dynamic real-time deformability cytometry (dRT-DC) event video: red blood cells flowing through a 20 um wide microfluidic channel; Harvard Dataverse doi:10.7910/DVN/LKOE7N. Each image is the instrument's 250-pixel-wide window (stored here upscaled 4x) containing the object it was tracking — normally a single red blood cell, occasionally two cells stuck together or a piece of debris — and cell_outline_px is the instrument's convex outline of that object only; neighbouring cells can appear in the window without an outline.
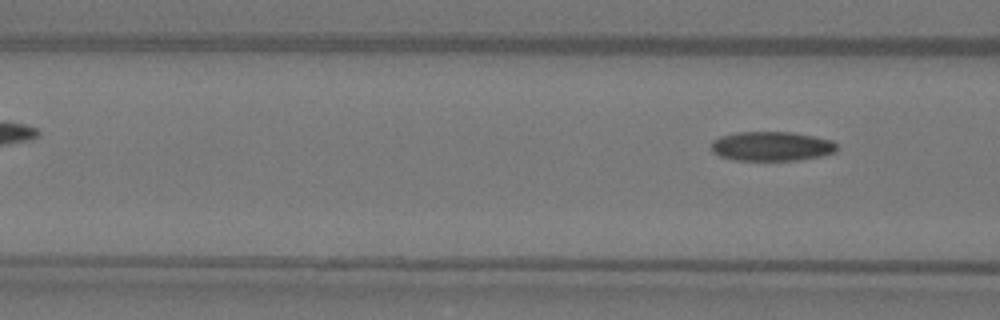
{"species": "Egyptian fruit bat (a non-hibernating species)", "species_latin": "Rousettus aegyptiacus", "temperature_condition": "warm", "stored_images_in_passage": 3, "camera_frame_rate_fps": 3000, "um_per_image_px": 0.085, "animal": {"sex": "female"}, "frame": {"image": 1, "passage_image": 3, "time_ms": 0.667, "image_size_px": [1000, 320], "cell_outline_px": [[840, 148], [836, 152], [820, 156], [800, 160], [732, 160], [720, 156], [712, 152], [712, 140], [720, 136], [736, 132], [792, 132], [816, 136], [832, 140]], "centroid_in_image_um": [65.61, 12.43], "position_along_channel_um": 101.0, "area_um2": 21.79}}